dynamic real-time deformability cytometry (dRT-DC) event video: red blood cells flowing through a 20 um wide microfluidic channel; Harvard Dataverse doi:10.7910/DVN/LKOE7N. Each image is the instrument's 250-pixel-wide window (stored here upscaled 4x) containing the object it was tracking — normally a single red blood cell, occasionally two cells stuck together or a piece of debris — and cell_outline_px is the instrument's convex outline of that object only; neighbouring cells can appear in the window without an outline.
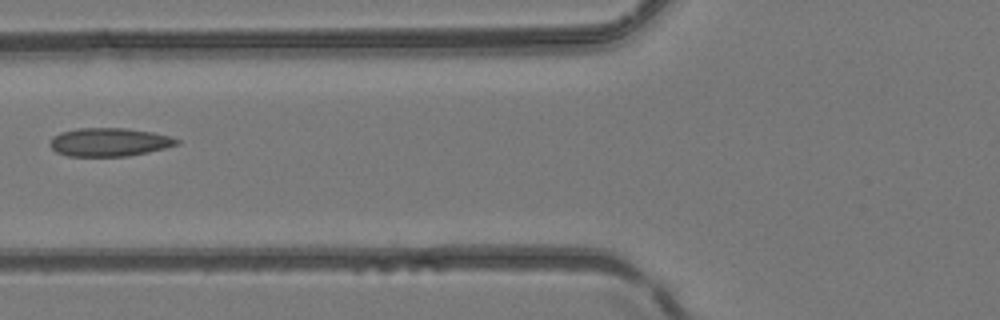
{"species": "common noctule bat (a hibernating species)", "species_latin": "Nyctalus noctula", "temperature_condition": "room temperature", "stored_images_in_passage": 2, "camera_frame_rate_fps": 3000, "um_per_image_px": 0.085, "animal": {"sex": "female", "body_mass_g": 24.6, "forearm_length_mm": 56.2}, "frame": {"image": 1, "passage_image": 2, "time_ms": 0.333, "image_size_px": [1000, 320], "cell_outline_px": [[180, 144], [148, 152], [128, 156], [68, 156], [56, 152], [48, 144], [52, 136], [60, 132], [80, 128], [124, 128], [152, 132], [168, 136], [180, 140]], "centroid_in_image_um": [9.26, 12.08], "position_along_channel_um": 116.5, "area_um2": 20.98}}